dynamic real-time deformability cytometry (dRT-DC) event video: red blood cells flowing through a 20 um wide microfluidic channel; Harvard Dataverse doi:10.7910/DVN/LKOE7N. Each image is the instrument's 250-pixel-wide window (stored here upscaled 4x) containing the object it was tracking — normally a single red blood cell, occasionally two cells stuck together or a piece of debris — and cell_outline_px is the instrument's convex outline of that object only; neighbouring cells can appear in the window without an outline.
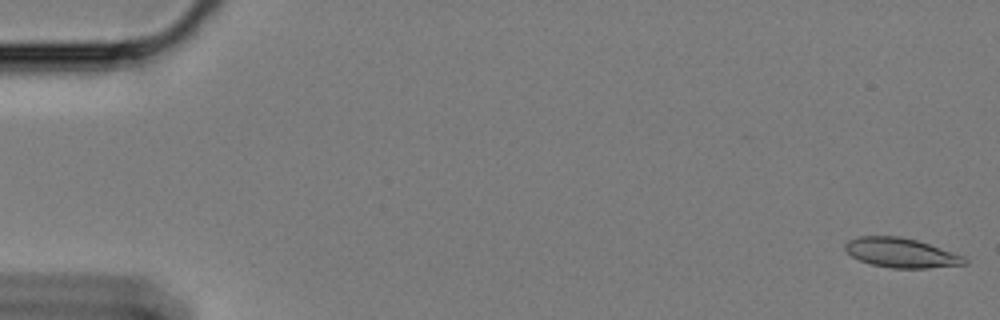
{"species": "Egyptian fruit bat (a non-hibernating species)", "species_latin": "Rousettus aegyptiacus", "temperature_condition": "cold", "stored_images_in_passage": 5, "camera_frame_rate_fps": 3000, "um_per_image_px": 0.085, "animal": {"sex": "female"}, "frame": {"image": 1, "passage_image": 1, "time_ms": 0.0, "image_size_px": [1000, 320], "cell_outline_px": [[968, 264], [928, 268], [892, 268], [872, 264], [860, 260], [852, 256], [844, 248], [844, 244], [848, 240], [860, 236], [900, 236], [916, 240], [964, 256], [968, 260]], "centroid_in_image_um": [76.6, 21.49], "position_along_channel_um": 8.4, "area_um2": 20.4}}